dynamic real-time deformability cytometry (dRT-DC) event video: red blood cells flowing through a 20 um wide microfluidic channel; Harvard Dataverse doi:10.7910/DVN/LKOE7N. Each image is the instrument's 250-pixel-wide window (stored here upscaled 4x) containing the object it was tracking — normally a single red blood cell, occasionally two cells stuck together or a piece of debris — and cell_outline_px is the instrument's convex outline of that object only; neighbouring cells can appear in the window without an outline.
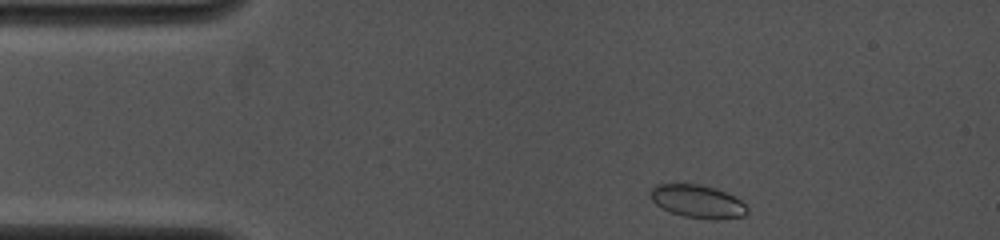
{"species": "common noctule bat (a hibernating species)", "species_latin": "Nyctalus noctula", "temperature_condition": "cold", "stored_images_in_passage": 3, "camera_frame_rate_fps": 4000, "um_per_image_px": 0.085, "animal": {"sex": "female", "body_mass_g": 19.0, "forearm_length_mm": 53.3}, "frame": {"image": 1, "passage_image": 1, "time_ms": 0.0, "image_size_px": [1000, 240], "cell_outline_px": [[748, 212], [744, 216], [716, 220], [712, 220], [684, 216], [672, 212], [656, 204], [652, 200], [648, 192], [656, 184], [700, 184], [716, 188], [740, 200], [748, 208]], "centroid_in_image_um": [59.3, 17.12], "position_along_channel_um": 25.7, "area_um2": 18.55}}